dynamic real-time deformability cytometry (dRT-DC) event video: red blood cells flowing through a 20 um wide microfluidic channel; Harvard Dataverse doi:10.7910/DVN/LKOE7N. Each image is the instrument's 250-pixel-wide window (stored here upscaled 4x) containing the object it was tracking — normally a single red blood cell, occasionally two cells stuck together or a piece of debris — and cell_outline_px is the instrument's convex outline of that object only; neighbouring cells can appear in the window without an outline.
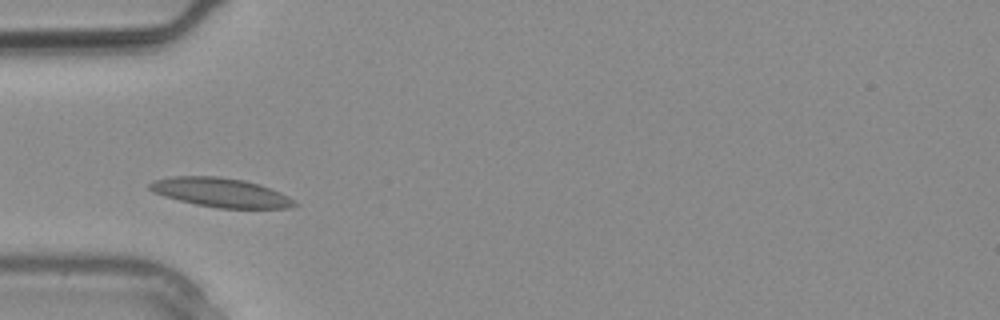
{"species": "common noctule bat (a hibernating species)", "species_latin": "Nyctalus noctula", "temperature_condition": "warm", "stored_images_in_passage": 1, "camera_frame_rate_fps": 3000, "um_per_image_px": 0.085, "animal": {"sex": "male", "body_mass_g": 20.4}, "frame": {"image": 1, "passage_image": 1, "time_ms": 0.0, "image_size_px": [1000, 320], "cell_outline_px": [[300, 204], [288, 208], [220, 208], [196, 204], [164, 196], [152, 192], [148, 188], [148, 184], [156, 180], [172, 176], [220, 176], [244, 180], [260, 184], [280, 192], [288, 196]], "centroid_in_image_um": [18.78, 16.36], "position_along_channel_um": 66.2, "area_um2": 24.57}}